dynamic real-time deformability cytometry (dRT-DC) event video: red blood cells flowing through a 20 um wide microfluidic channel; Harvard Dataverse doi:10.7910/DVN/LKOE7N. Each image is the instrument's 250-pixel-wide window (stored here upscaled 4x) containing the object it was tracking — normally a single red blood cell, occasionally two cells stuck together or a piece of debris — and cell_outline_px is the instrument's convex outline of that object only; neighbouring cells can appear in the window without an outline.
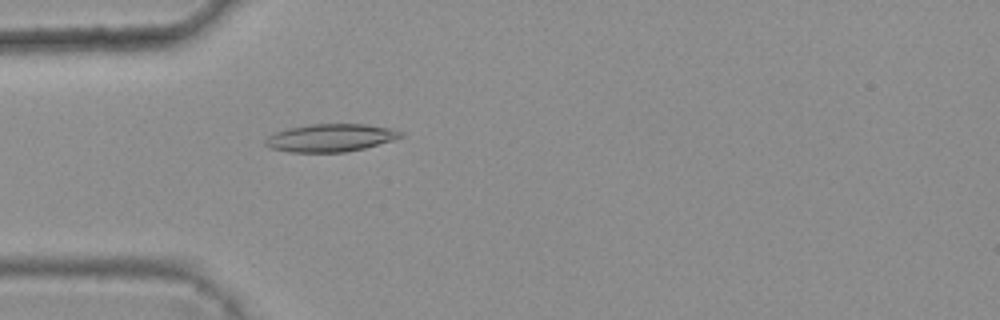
{"species": "common noctule bat (a hibernating species)", "species_latin": "Nyctalus noctula", "temperature_condition": "warm", "stored_images_in_passage": 42, "camera_frame_rate_fps": 3000, "um_per_image_px": 0.085, "animal": {"sex": "female", "body_mass_g": 25.1}, "frame": {"image": 1, "passage_image": 10, "time_ms": 3.0, "image_size_px": [1000, 320], "cell_outline_px": [[404, 136], [392, 140], [364, 148], [344, 152], [288, 152], [268, 148], [264, 144], [264, 140], [268, 136], [276, 132], [288, 128], [312, 124], [364, 124], [392, 128], [404, 132]], "centroid_in_image_um": [28.08, 11.71], "position_along_channel_um": 56.9, "area_um2": 21.96}}
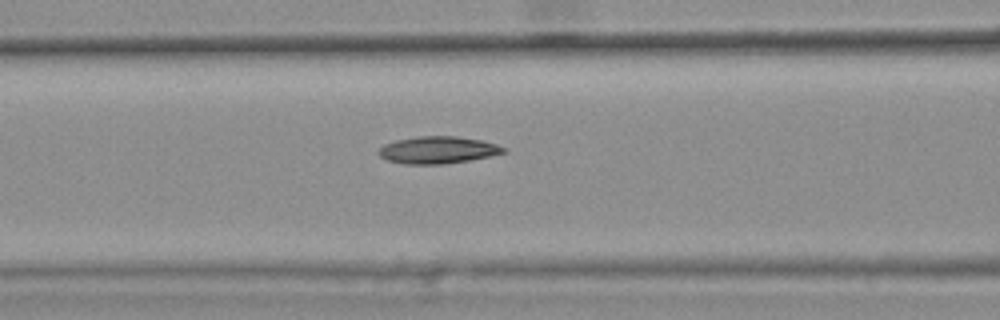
{"frame": {"image": 2, "passage_image": 16, "time_ms": 5.0, "image_size_px": [1000, 320], "cell_outline_px": [[508, 152], [468, 160], [444, 164], [404, 164], [388, 160], [380, 156], [376, 152], [384, 144], [396, 140], [416, 136], [456, 136], [480, 140], [496, 144], [508, 148]], "centroid_in_image_um": [37.21, 12.74], "position_along_channel_um": 129.4, "area_um2": 19.77}}
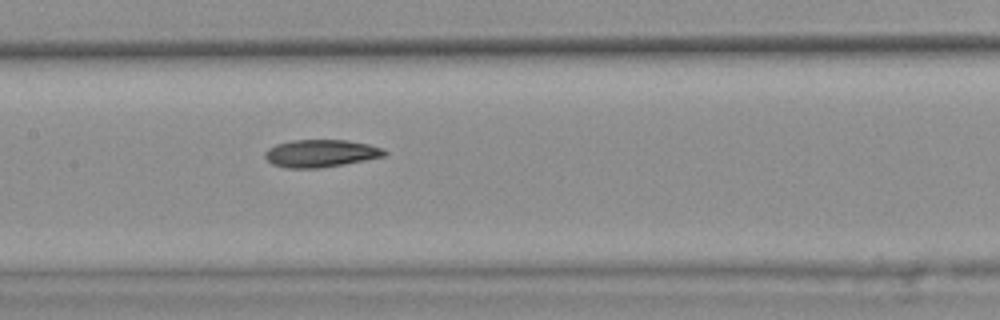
{"frame": {"image": 3, "passage_image": 20, "time_ms": 6.333, "image_size_px": [1000, 320], "cell_outline_px": [[388, 152], [384, 156], [364, 160], [316, 168], [284, 168], [272, 164], [264, 156], [264, 152], [268, 148], [276, 144], [292, 140], [348, 140], [368, 144], [384, 148]], "centroid_in_image_um": [27.24, 13.02], "position_along_channel_um": 180.2, "area_um2": 19.07}, "authors_computed_cell_mechanics": {"area_um2": 19.1318, "velocity_mm_per_s": 3.8167, "shape_relaxation_time_tau1_ms": null, "shape_relaxation_time_tau2_ms": 7.8936, "deformation_change_tau1": null, "deformation_change_tau2": 0.1726}}